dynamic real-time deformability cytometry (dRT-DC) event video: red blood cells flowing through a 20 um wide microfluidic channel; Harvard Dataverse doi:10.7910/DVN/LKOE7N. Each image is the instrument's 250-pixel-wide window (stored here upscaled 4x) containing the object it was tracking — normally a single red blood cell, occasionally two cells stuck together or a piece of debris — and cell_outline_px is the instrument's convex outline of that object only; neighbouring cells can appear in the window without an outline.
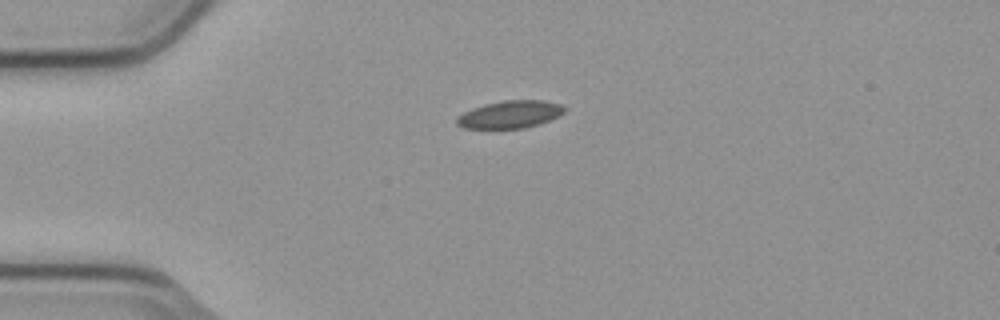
{"species": "common noctule bat (a hibernating species)", "species_latin": "Nyctalus noctula", "temperature_condition": "cold", "stored_images_in_passage": 3, "camera_frame_rate_fps": 3000, "um_per_image_px": 0.085, "animal": {"sex": "male", "body_mass_g": 23.1, "forearm_length_mm": 52.7}, "frame": {"image": 1, "passage_image": 2, "time_ms": 0.333, "image_size_px": [1000, 320], "cell_outline_px": [[568, 108], [564, 112], [548, 120], [524, 128], [464, 128], [456, 124], [456, 116], [472, 108], [484, 104], [504, 100], [544, 100], [564, 104]], "centroid_in_image_um": [43.35, 9.7], "position_along_channel_um": 41.6, "area_um2": 17.28}}